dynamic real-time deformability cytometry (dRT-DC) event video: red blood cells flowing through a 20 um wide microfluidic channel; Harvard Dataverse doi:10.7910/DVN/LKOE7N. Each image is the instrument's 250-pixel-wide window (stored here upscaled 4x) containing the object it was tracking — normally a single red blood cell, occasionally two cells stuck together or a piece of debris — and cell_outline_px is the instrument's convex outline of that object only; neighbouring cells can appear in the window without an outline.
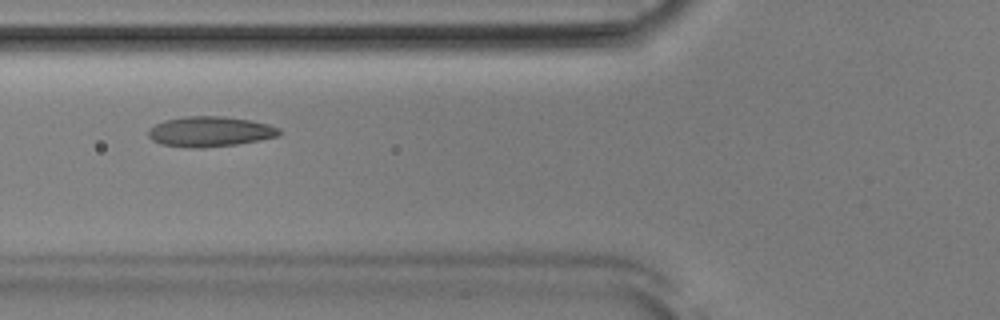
{"species": "Egyptian fruit bat (a non-hibernating species)", "species_latin": "Rousettus aegyptiacus", "temperature_condition": "room temperature", "stored_images_in_passage": 52, "camera_frame_rate_fps": 3000, "um_per_image_px": 0.085, "animal": {"sex": "male"}, "frame": {"image": 1, "passage_image": 20, "time_ms": 6.333, "image_size_px": [1000, 320], "cell_outline_px": [[280, 136], [260, 140], [236, 144], [196, 148], [160, 144], [152, 140], [148, 136], [148, 128], [164, 120], [184, 116], [224, 116], [252, 120], [268, 124], [280, 128]], "centroid_in_image_um": [17.85, 11.17], "position_along_channel_um": 107.9, "area_um2": 23.12}}
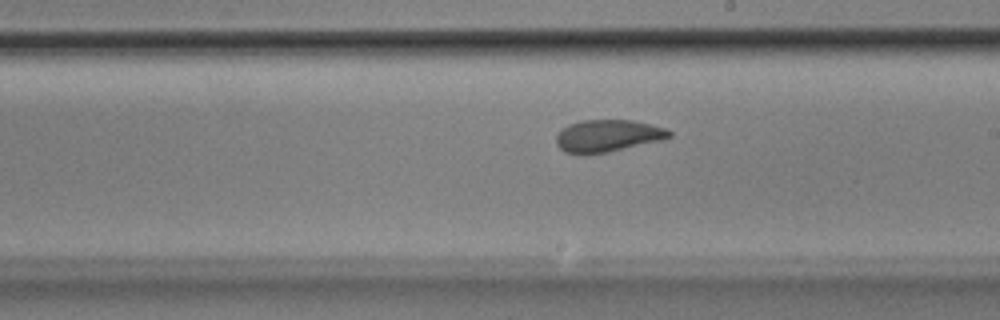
{"frame": {"image": 2, "passage_image": 30, "time_ms": 9.667, "image_size_px": [1000, 320], "cell_outline_px": [[672, 136], [664, 140], [608, 152], [564, 152], [556, 144], [556, 136], [560, 128], [568, 124], [580, 120], [632, 120], [664, 128], [672, 132]], "centroid_in_image_um": [51.66, 11.52], "position_along_channel_um": 237.3, "area_um2": 20.98}}
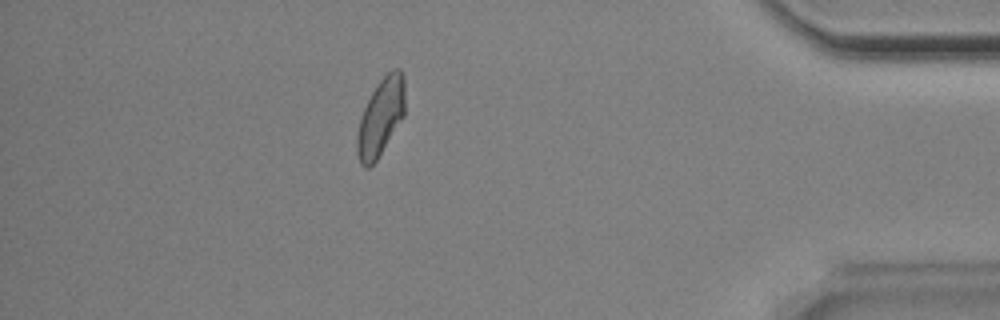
{"frame": {"image": 3, "passage_image": 46, "time_ms": 15.0, "image_size_px": [1000, 320], "cell_outline_px": [[404, 116], [376, 160], [368, 168], [360, 164], [356, 152], [356, 136], [360, 116], [376, 84], [392, 68], [400, 68], [404, 76]], "centroid_in_image_um": [32.34, 9.94], "position_along_channel_um": 402.9, "area_um2": 21.56}, "authors_computed_cell_mechanics": {"area_um2": 21.9351, "velocity_mm_per_s": 3.886, "shape_relaxation_time_tau1_ms": 5.5503, "shape_relaxation_time_tau2_ms": 1.4775, "deformation_change_tau1": 0.1454, "deformation_change_tau2": 0.0596}}